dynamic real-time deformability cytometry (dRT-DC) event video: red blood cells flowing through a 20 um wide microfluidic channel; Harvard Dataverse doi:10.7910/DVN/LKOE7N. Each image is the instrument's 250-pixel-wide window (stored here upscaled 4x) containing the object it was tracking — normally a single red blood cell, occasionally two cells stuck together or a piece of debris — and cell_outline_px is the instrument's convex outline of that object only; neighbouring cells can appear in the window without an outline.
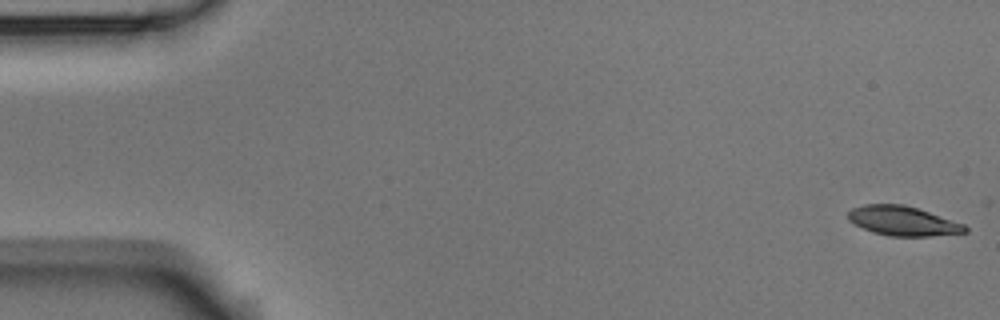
{"species": "Egyptian fruit bat (a non-hibernating species)", "species_latin": "Rousettus aegyptiacus", "temperature_condition": "room temperature", "stored_images_in_passage": 5, "camera_frame_rate_fps": 3000, "um_per_image_px": 0.085, "animal": {"sex": "male"}, "frame": {"image": 1, "passage_image": 1, "time_ms": 0.0, "image_size_px": [1000, 320], "cell_outline_px": [[968, 232], [928, 236], [892, 236], [872, 232], [848, 220], [848, 212], [852, 208], [864, 204], [904, 204], [964, 224], [968, 228]], "centroid_in_image_um": [76.73, 18.78], "position_along_channel_um": 8.3, "area_um2": 19.83}}
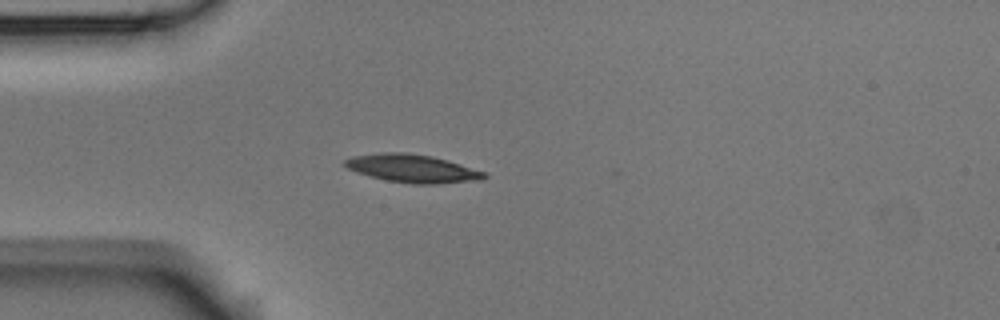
{"frame": {"image": 2, "passage_image": 5, "time_ms": 4.667, "image_size_px": [1000, 320], "cell_outline_px": [[488, 176], [476, 180], [436, 184], [412, 184], [388, 180], [356, 172], [348, 168], [344, 164], [344, 160], [352, 156], [384, 152], [408, 152], [432, 156], [448, 160], [484, 172]], "centroid_in_image_um": [35.03, 14.31], "position_along_channel_um": 50.0, "area_um2": 22.54}}